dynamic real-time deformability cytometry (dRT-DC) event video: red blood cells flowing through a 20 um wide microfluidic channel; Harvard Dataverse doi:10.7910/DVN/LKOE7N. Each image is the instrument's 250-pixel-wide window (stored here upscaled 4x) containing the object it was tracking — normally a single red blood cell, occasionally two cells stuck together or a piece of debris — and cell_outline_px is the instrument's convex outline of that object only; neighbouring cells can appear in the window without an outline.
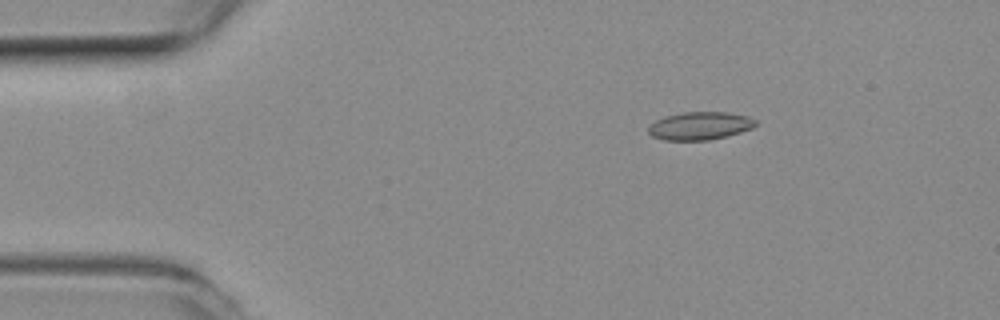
{"species": "common noctule bat (a hibernating species)", "species_latin": "Nyctalus noctula", "temperature_condition": "room temperature", "stored_images_in_passage": 48, "camera_frame_rate_fps": 3000, "um_per_image_px": 0.085, "animal": {"sex": "female", "body_mass_g": 19.3, "forearm_length_mm": 54.1}, "frame": {"image": 1, "passage_image": 2, "time_ms": 0.333, "image_size_px": [1000, 320], "cell_outline_px": [[756, 124], [752, 128], [740, 132], [708, 140], [664, 140], [652, 136], [648, 132], [648, 128], [656, 120], [664, 116], [684, 112], [728, 112], [748, 116], [756, 120]], "centroid_in_image_um": [59.48, 10.69], "position_along_channel_um": 25.5, "area_um2": 17.34}}
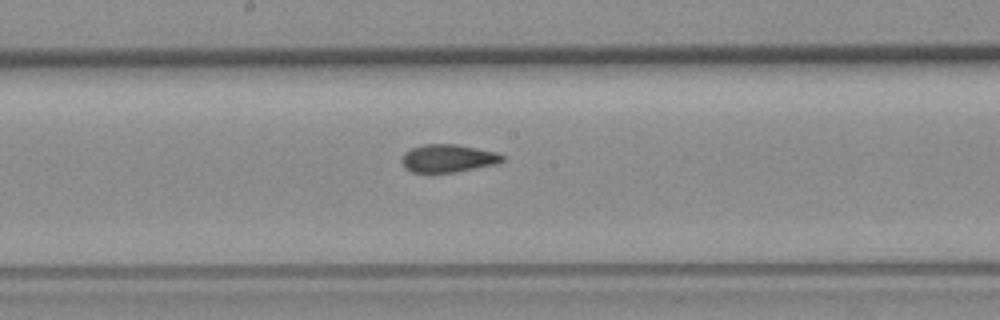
{"frame": {"image": 2, "passage_image": 22, "time_ms": 7.0, "image_size_px": [1000, 320], "cell_outline_px": [[504, 160], [496, 164], [456, 172], [412, 172], [404, 168], [400, 160], [404, 152], [412, 148], [424, 144], [456, 144], [496, 152], [504, 156]], "centroid_in_image_um": [38.05, 13.46], "position_along_channel_um": 210.1, "area_um2": 16.36}}
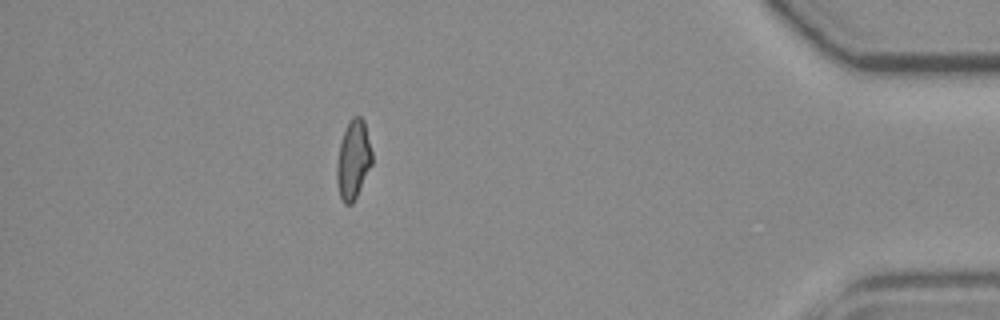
{"frame": {"image": 3, "passage_image": 42, "time_ms": 13.667, "image_size_px": [1000, 320], "cell_outline_px": [[372, 164], [352, 204], [344, 204], [340, 196], [336, 180], [336, 164], [340, 144], [348, 120], [352, 116], [360, 116], [364, 120], [372, 152]], "centroid_in_image_um": [30.02, 13.55], "position_along_channel_um": 405.2, "area_um2": 16.13}, "authors_computed_cell_mechanics": {"area_um2": 16.5597, "velocity_mm_per_s": 3.7322, "shape_relaxation_time_tau1_ms": null, "shape_relaxation_time_tau2_ms": 1.8663, "deformation_change_tau1": null, "deformation_change_tau2": 0.0728}}